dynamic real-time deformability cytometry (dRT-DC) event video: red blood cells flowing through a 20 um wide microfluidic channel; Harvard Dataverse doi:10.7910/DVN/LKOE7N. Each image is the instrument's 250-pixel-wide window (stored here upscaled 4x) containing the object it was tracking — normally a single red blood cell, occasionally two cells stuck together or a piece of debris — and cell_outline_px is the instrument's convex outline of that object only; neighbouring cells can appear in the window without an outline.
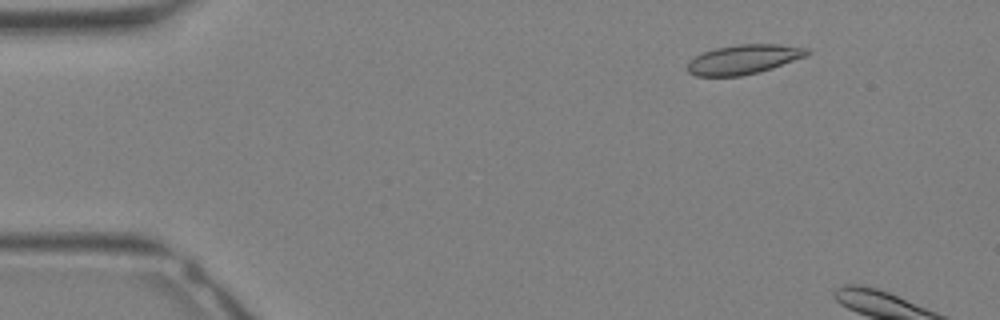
{"species": "Egyptian fruit bat (a non-hibernating species)", "species_latin": "Rousettus aegyptiacus", "temperature_condition": "warm", "stored_images_in_passage": 5, "camera_frame_rate_fps": 3000, "um_per_image_px": 0.085, "animal": {"sex": "female"}, "frame": {"image": 1, "passage_image": 2, "time_ms": 0.333, "image_size_px": [1000, 320], "cell_outline_px": [[812, 52], [804, 56], [772, 68], [760, 72], [740, 76], [696, 76], [688, 72], [688, 60], [700, 52], [716, 48], [740, 44], [780, 44], [808, 48]], "centroid_in_image_um": [63.17, 5.04], "position_along_channel_um": 21.8, "area_um2": 20.58}}